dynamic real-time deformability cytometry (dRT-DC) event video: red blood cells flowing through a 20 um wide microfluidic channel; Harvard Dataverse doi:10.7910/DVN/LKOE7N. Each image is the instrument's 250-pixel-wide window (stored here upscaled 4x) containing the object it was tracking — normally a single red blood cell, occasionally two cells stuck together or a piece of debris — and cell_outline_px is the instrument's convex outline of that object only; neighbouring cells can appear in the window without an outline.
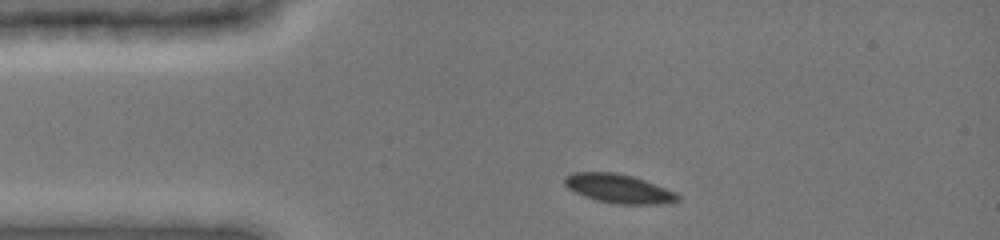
{"species": "common noctule bat (a hibernating species)", "species_latin": "Nyctalus noctula", "temperature_condition": "cold", "stored_images_in_passage": 5, "camera_frame_rate_fps": 3000, "um_per_image_px": 0.085, "animal": {"sex": "female", "body_mass_g": 19.0, "forearm_length_mm": 51.5}, "frame": {"image": 1, "passage_image": 1, "time_ms": 0.0, "image_size_px": [1000, 240], "cell_outline_px": [[680, 200], [668, 204], [616, 204], [596, 200], [572, 192], [564, 184], [564, 176], [572, 172], [616, 172], [632, 176], [644, 180], [676, 192], [680, 196]], "centroid_in_image_um": [52.57, 16.03], "position_along_channel_um": 32.4, "area_um2": 19.31}}
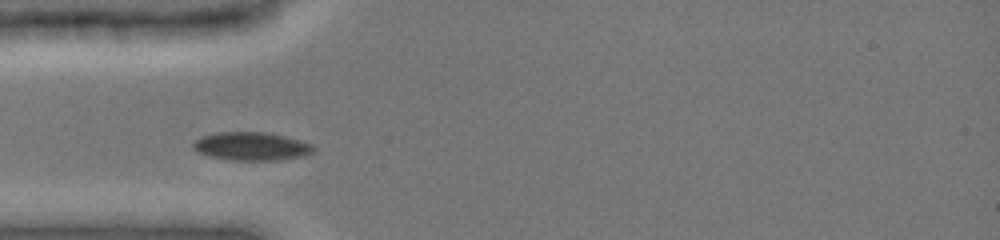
{"frame": {"image": 2, "passage_image": 3, "time_ms": 1.667, "image_size_px": [1000, 240], "cell_outline_px": [[316, 152], [304, 156], [276, 160], [232, 160], [208, 156], [192, 148], [192, 144], [200, 136], [216, 132], [268, 132], [284, 136], [312, 144], [316, 148]], "centroid_in_image_um": [21.38, 12.43], "position_along_channel_um": 63.6, "area_um2": 19.94}}
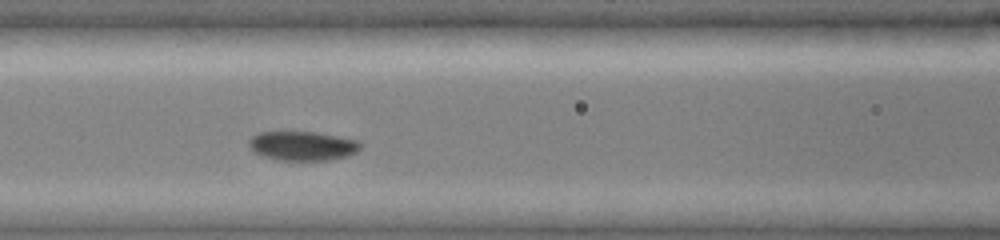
{"frame": {"image": 3, "passage_image": 5, "time_ms": 3.667, "image_size_px": [1000, 240], "cell_outline_px": [[360, 148], [356, 152], [348, 156], [328, 160], [280, 160], [264, 156], [256, 152], [248, 144], [248, 140], [256, 132], [316, 132], [360, 140]], "centroid_in_image_um": [25.73, 12.39], "position_along_channel_um": 140.9, "area_um2": 18.96}}